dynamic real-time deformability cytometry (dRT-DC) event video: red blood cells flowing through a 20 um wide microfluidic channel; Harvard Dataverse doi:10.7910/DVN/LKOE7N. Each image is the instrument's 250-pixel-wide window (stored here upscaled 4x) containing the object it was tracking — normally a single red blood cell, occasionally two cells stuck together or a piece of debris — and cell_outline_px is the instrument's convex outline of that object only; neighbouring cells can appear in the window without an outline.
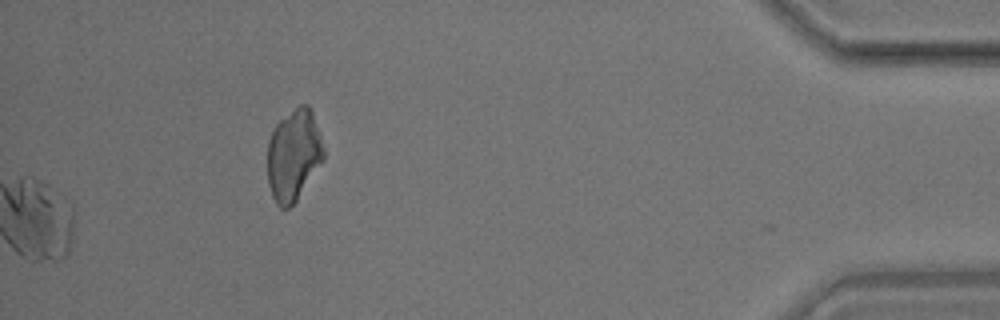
{"species": "common noctule bat (a hibernating species)", "species_latin": "Nyctalus noctula", "temperature_condition": "room temperature", "stored_images_in_passage": 41, "camera_frame_rate_fps": 3000, "um_per_image_px": 0.085, "animal": {"sex": "male", "body_mass_g": 17.9}, "frame": {"image": 1, "passage_image": 41, "time_ms": 13.333, "image_size_px": [1000, 320], "cell_outline_px": [[324, 160], [296, 200], [288, 208], [280, 208], [276, 204], [272, 196], [268, 184], [268, 140], [276, 124], [280, 120], [300, 104], [308, 104], [312, 108], [324, 148]], "centroid_in_image_um": [24.97, 13.17], "position_along_channel_um": 410.2, "area_um2": 29.94}}